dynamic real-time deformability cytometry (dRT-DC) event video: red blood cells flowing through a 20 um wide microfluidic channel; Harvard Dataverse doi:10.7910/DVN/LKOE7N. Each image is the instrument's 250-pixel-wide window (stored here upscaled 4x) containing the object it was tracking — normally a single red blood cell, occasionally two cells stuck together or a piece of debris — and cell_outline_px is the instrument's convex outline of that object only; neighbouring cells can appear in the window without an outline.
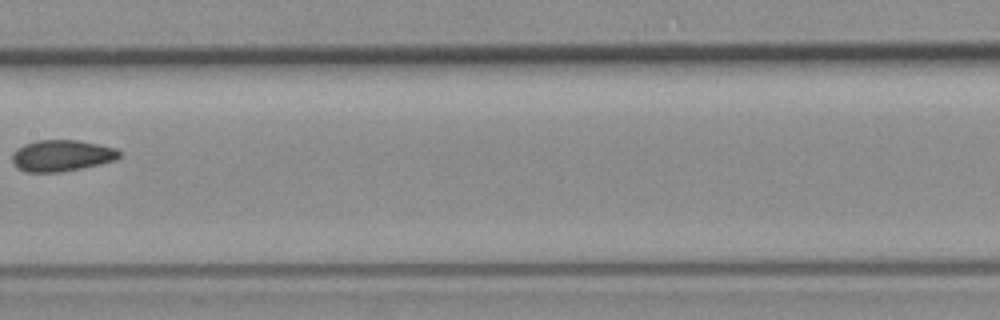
{"species": "common noctule bat (a hibernating species)", "species_latin": "Nyctalus noctula", "temperature_condition": "room temperature", "stored_images_in_passage": 8, "camera_frame_rate_fps": 3000, "um_per_image_px": 0.085, "animal": {"sex": "female", "body_mass_g": 19.3, "forearm_length_mm": 54.1}, "frame": {"image": 1, "passage_image": 8, "time_ms": 8.667, "image_size_px": [1000, 320], "cell_outline_px": [[120, 156], [116, 160], [80, 168], [60, 172], [24, 172], [16, 168], [12, 160], [12, 152], [16, 148], [24, 144], [36, 140], [76, 140], [116, 148], [120, 152]], "centroid_in_image_um": [5.18, 13.23], "position_along_channel_um": 202.2, "area_um2": 19.59}}